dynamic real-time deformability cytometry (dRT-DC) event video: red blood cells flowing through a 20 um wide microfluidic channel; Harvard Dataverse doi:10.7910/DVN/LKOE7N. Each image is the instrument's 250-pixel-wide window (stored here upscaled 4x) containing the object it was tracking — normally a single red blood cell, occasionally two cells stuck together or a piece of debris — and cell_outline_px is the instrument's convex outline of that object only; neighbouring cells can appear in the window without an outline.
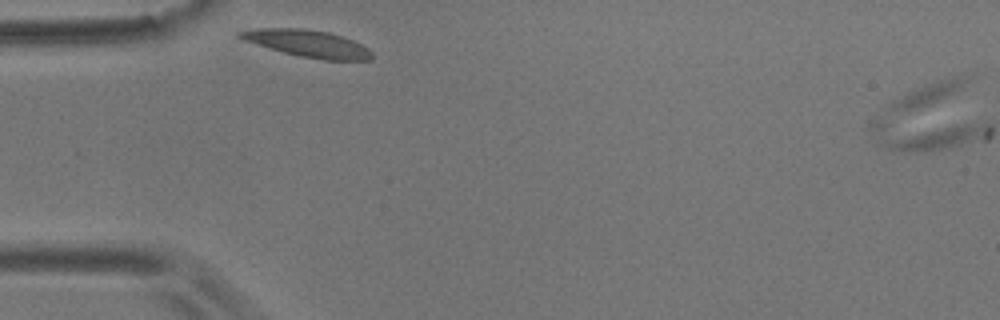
{"species": "common noctule bat (a hibernating species)", "species_latin": "Nyctalus noctula", "temperature_condition": "room temperature", "stored_images_in_passage": 2, "camera_frame_rate_fps": 3000, "um_per_image_px": 0.085, "animal": {"sex": "male", "body_mass_g": 17.9}, "frame": {"image": 1, "passage_image": 1, "time_ms": 0.0, "image_size_px": [1000, 320], "cell_outline_px": [[372, 60], [324, 60], [300, 56], [284, 52], [244, 40], [236, 36], [236, 32], [256, 28], [304, 28], [328, 32], [352, 40], [368, 48], [372, 52]], "centroid_in_image_um": [26.15, 3.69], "position_along_channel_um": 58.8, "area_um2": 20.58}}